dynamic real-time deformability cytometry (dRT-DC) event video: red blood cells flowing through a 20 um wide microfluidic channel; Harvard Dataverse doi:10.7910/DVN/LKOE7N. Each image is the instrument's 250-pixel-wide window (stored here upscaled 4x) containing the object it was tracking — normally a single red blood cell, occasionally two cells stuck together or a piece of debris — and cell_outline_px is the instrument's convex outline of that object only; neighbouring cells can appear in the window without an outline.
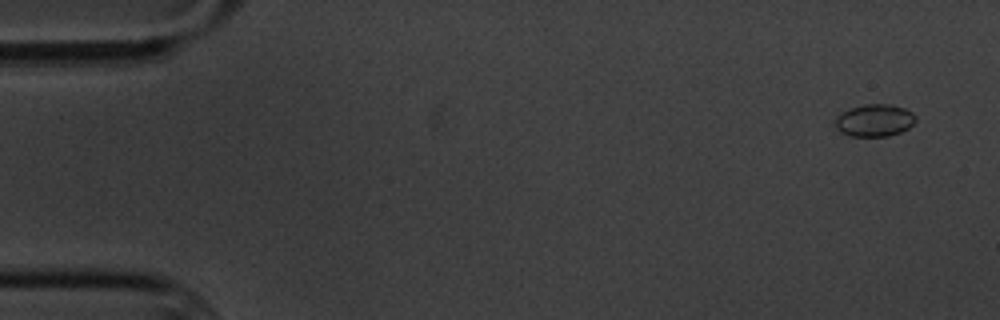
{"species": "common noctule bat (a hibernating species)", "species_latin": "Nyctalus noctula", "temperature_condition": "cold", "stored_images_in_passage": 8, "camera_frame_rate_fps": 3000, "um_per_image_px": 0.085, "animal": {"sex": "male", "body_mass_g": 20.1, "forearm_length_mm": 53.5}, "frame": {"image": 1, "passage_image": 1, "time_ms": 0.0, "image_size_px": [1000, 320], "cell_outline_px": [[916, 120], [908, 128], [900, 132], [888, 136], [848, 136], [840, 132], [836, 128], [836, 116], [852, 108], [864, 104], [892, 104], [904, 108], [912, 112], [916, 116]], "centroid_in_image_um": [74.35, 10.23], "position_along_channel_um": 10.7, "area_um2": 15.09}}
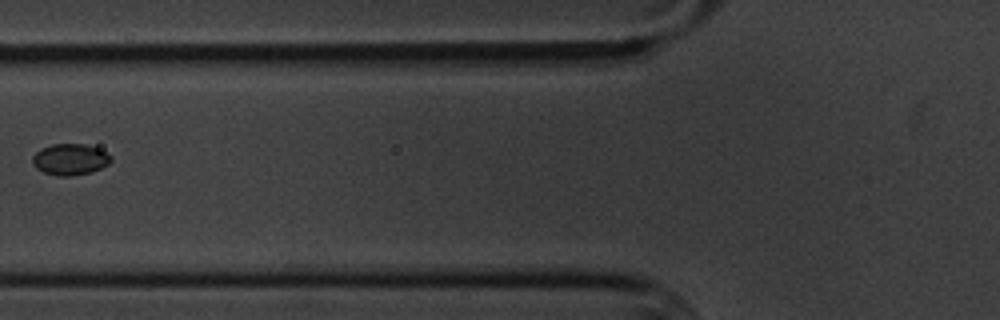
{"frame": {"image": 2, "passage_image": 6, "time_ms": 6.667, "image_size_px": [1000, 320], "cell_outline_px": [[112, 160], [108, 164], [92, 172], [68, 176], [56, 176], [44, 172], [36, 168], [32, 164], [32, 156], [40, 148], [52, 144], [88, 144], [112, 156]], "centroid_in_image_um": [5.93, 13.55], "position_along_channel_um": 119.9, "area_um2": 14.33}}
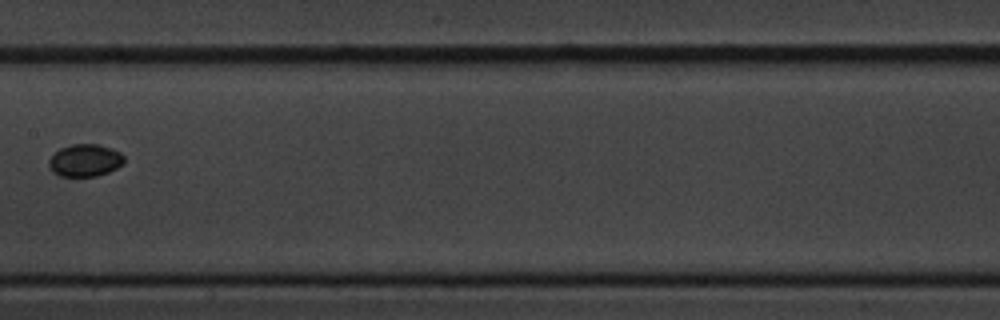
{"frame": {"image": 3, "passage_image": 8, "time_ms": 9.0, "image_size_px": [1000, 320], "cell_outline_px": [[124, 164], [108, 172], [96, 176], [60, 176], [52, 172], [48, 164], [48, 160], [60, 148], [72, 144], [96, 144], [112, 148], [120, 152], [124, 156]], "centroid_in_image_um": [7.23, 13.63], "position_along_channel_um": 200.2, "area_um2": 14.22}}